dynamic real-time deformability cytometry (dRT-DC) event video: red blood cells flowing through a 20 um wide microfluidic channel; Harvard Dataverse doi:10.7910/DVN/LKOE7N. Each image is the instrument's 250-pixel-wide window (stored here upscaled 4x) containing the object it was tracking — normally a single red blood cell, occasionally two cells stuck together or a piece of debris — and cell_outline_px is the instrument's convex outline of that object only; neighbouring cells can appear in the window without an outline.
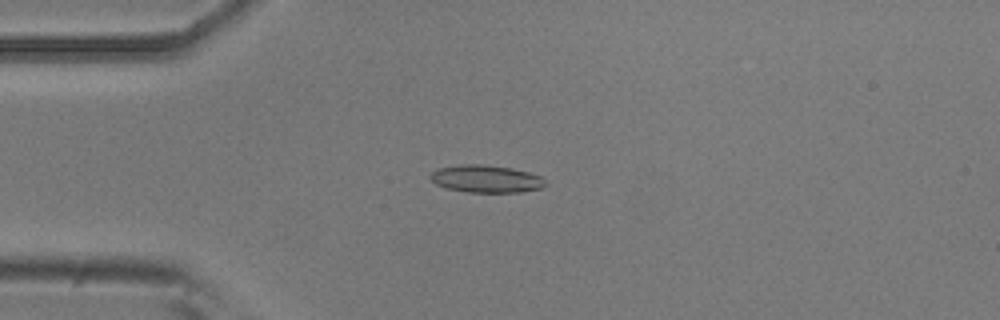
{"species": "common noctule bat (a hibernating species)", "species_latin": "Nyctalus noctula", "temperature_condition": "room temperature", "stored_images_in_passage": 4, "camera_frame_rate_fps": 3000, "um_per_image_px": 0.085, "animal": {"sex": "male", "body_mass_g": 20.5, "forearm_length_mm": 52.5}, "frame": {"image": 1, "passage_image": 2, "time_ms": 0.333, "image_size_px": [1000, 320], "cell_outline_px": [[548, 184], [540, 188], [520, 192], [468, 192], [448, 188], [436, 184], [428, 176], [436, 168], [460, 164], [480, 164], [512, 168], [528, 172], [540, 176]], "centroid_in_image_um": [41.3, 15.19], "position_along_channel_um": 43.7, "area_um2": 18.38}}
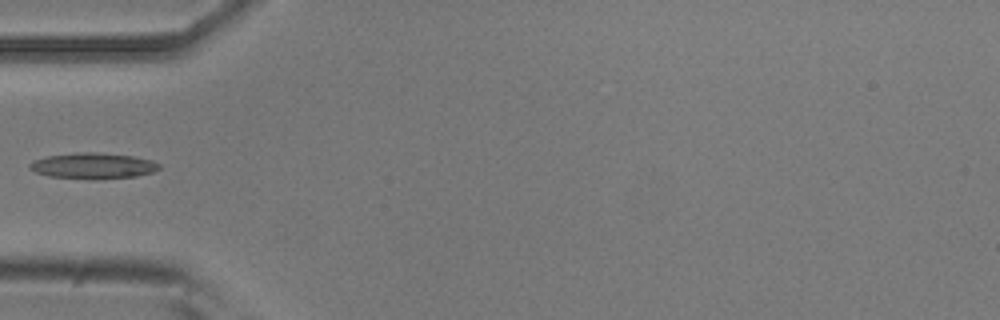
{"frame": {"image": 2, "passage_image": 3, "time_ms": 0.667, "image_size_px": [1000, 320], "cell_outline_px": [[160, 168], [152, 172], [136, 176], [100, 180], [48, 176], [36, 172], [28, 168], [28, 164], [36, 160], [48, 156], [76, 152], [92, 152], [132, 156], [152, 160], [160, 164]], "centroid_in_image_um": [7.92, 14.1], "position_along_channel_um": 77.1, "area_um2": 19.54}}
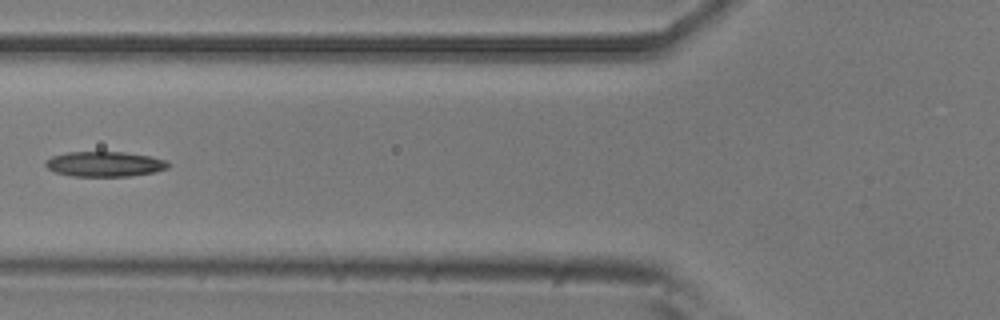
{"frame": {"image": 3, "passage_image": 4, "time_ms": 1.0, "image_size_px": [1000, 320], "cell_outline_px": [[168, 168], [156, 172], [128, 176], [72, 176], [56, 172], [48, 168], [44, 164], [52, 156], [68, 152], [124, 152], [148, 156], [168, 160]], "centroid_in_image_um": [8.92, 13.94], "position_along_channel_um": 116.9, "area_um2": 17.8}}